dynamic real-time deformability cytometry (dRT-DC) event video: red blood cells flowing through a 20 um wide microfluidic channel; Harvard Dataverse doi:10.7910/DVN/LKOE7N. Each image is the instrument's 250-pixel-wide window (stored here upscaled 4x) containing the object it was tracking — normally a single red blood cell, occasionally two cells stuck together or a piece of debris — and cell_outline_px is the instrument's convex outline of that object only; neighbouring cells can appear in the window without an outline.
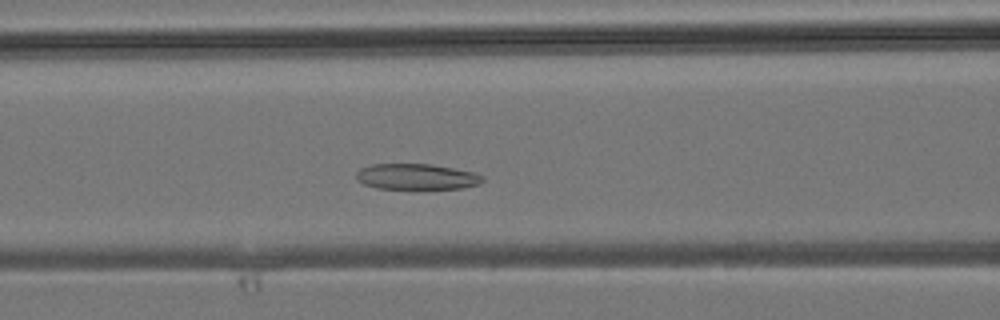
{"species": "common noctule bat (a hibernating species)", "species_latin": "Nyctalus noctula", "temperature_condition": "room temperature", "stored_images_in_passage": 36, "camera_frame_rate_fps": 3000, "um_per_image_px": 0.085, "animal": {"sex": "male", "body_mass_g": 19.2, "forearm_length_mm": 51.8}, "frame": {"image": 1, "passage_image": 12, "time_ms": 3.667, "image_size_px": [1000, 320], "cell_outline_px": [[484, 180], [480, 184], [464, 188], [376, 188], [364, 184], [356, 180], [356, 172], [360, 168], [372, 164], [432, 164], [472, 172], [484, 176]], "centroid_in_image_um": [35.39, 15.01], "position_along_channel_um": 131.2, "area_um2": 18.9}}
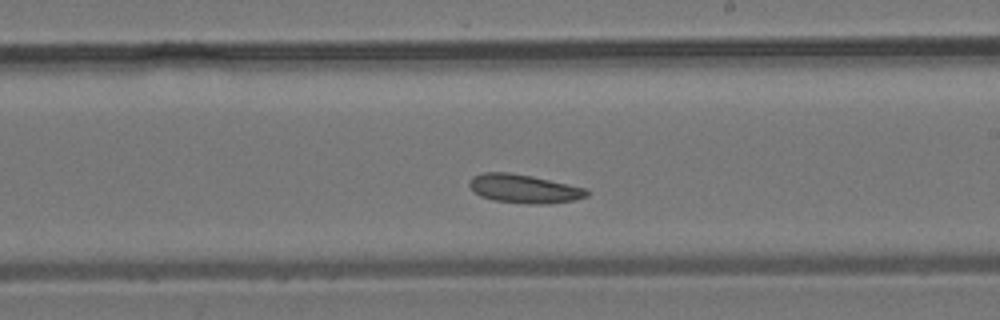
{"frame": {"image": 2, "passage_image": 19, "time_ms": 6.0, "image_size_px": [1000, 320], "cell_outline_px": [[588, 196], [572, 200], [548, 204], [528, 204], [492, 200], [480, 196], [468, 184], [472, 176], [484, 172], [508, 172], [532, 176], [588, 188]], "centroid_in_image_um": [44.55, 16.04], "position_along_channel_um": 244.4, "area_um2": 19.65}}
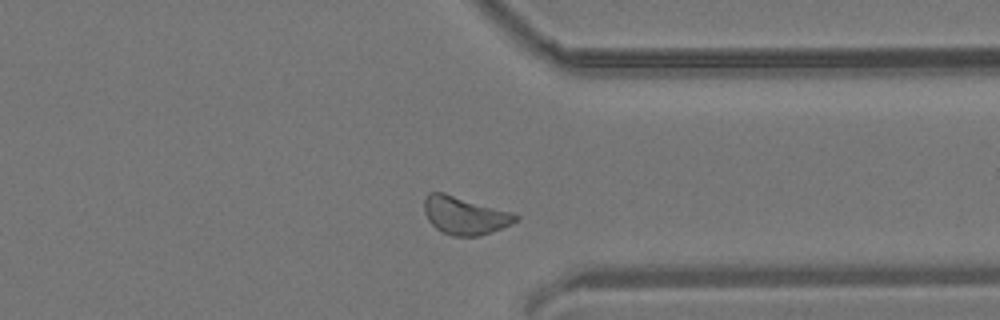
{"frame": {"image": 3, "passage_image": 27, "time_ms": 8.667, "image_size_px": [1000, 320], "cell_outline_px": [[520, 220], [512, 224], [480, 236], [452, 236], [436, 228], [428, 220], [424, 212], [424, 196], [428, 192], [444, 192], [512, 212], [520, 216]], "centroid_in_image_um": [39.51, 18.3], "position_along_channel_um": 371.9, "area_um2": 20.35}}